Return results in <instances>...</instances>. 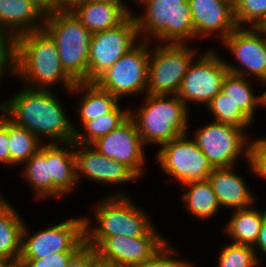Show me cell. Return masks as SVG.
<instances>
[{"mask_svg":"<svg viewBox=\"0 0 266 267\" xmlns=\"http://www.w3.org/2000/svg\"><path fill=\"white\" fill-rule=\"evenodd\" d=\"M56 91L23 86L8 99L0 100V111L43 144L73 142L75 121L70 120Z\"/></svg>","mask_w":266,"mask_h":267,"instance_id":"6da1fadb","label":"cell"},{"mask_svg":"<svg viewBox=\"0 0 266 267\" xmlns=\"http://www.w3.org/2000/svg\"><path fill=\"white\" fill-rule=\"evenodd\" d=\"M15 44L16 79L23 86L54 90L59 84L66 92L75 86L62 67L55 42L43 29L18 36Z\"/></svg>","mask_w":266,"mask_h":267,"instance_id":"7a4b0ae2","label":"cell"},{"mask_svg":"<svg viewBox=\"0 0 266 267\" xmlns=\"http://www.w3.org/2000/svg\"><path fill=\"white\" fill-rule=\"evenodd\" d=\"M112 190L91 205L92 216L83 215L85 237L146 236L155 227L149 212L124 191Z\"/></svg>","mask_w":266,"mask_h":267,"instance_id":"3957f363","label":"cell"},{"mask_svg":"<svg viewBox=\"0 0 266 267\" xmlns=\"http://www.w3.org/2000/svg\"><path fill=\"white\" fill-rule=\"evenodd\" d=\"M136 109H129L143 144L160 147L190 129V110L177 95L145 94Z\"/></svg>","mask_w":266,"mask_h":267,"instance_id":"277c9868","label":"cell"},{"mask_svg":"<svg viewBox=\"0 0 266 267\" xmlns=\"http://www.w3.org/2000/svg\"><path fill=\"white\" fill-rule=\"evenodd\" d=\"M138 13L132 9L140 41L188 44L195 32L188 0H136Z\"/></svg>","mask_w":266,"mask_h":267,"instance_id":"5b68a950","label":"cell"},{"mask_svg":"<svg viewBox=\"0 0 266 267\" xmlns=\"http://www.w3.org/2000/svg\"><path fill=\"white\" fill-rule=\"evenodd\" d=\"M43 30L52 38L65 72L76 82H88L92 33L71 11L46 15Z\"/></svg>","mask_w":266,"mask_h":267,"instance_id":"8992f818","label":"cell"},{"mask_svg":"<svg viewBox=\"0 0 266 267\" xmlns=\"http://www.w3.org/2000/svg\"><path fill=\"white\" fill-rule=\"evenodd\" d=\"M191 46L151 42L146 94L177 95L190 64L200 54L197 46Z\"/></svg>","mask_w":266,"mask_h":267,"instance_id":"52a82bcc","label":"cell"},{"mask_svg":"<svg viewBox=\"0 0 266 267\" xmlns=\"http://www.w3.org/2000/svg\"><path fill=\"white\" fill-rule=\"evenodd\" d=\"M199 127L192 130V137L213 168L236 166L244 158L250 162L252 136L247 129L216 121Z\"/></svg>","mask_w":266,"mask_h":267,"instance_id":"ba28073f","label":"cell"},{"mask_svg":"<svg viewBox=\"0 0 266 267\" xmlns=\"http://www.w3.org/2000/svg\"><path fill=\"white\" fill-rule=\"evenodd\" d=\"M39 229L33 231L25 221L20 259H41L54 253L78 252L85 245L84 217L81 215Z\"/></svg>","mask_w":266,"mask_h":267,"instance_id":"9c48e42d","label":"cell"},{"mask_svg":"<svg viewBox=\"0 0 266 267\" xmlns=\"http://www.w3.org/2000/svg\"><path fill=\"white\" fill-rule=\"evenodd\" d=\"M219 52L214 47L200 52L184 75L177 96L190 111L189 104L206 108L222 90L223 80L229 71Z\"/></svg>","mask_w":266,"mask_h":267,"instance_id":"30bf717a","label":"cell"},{"mask_svg":"<svg viewBox=\"0 0 266 267\" xmlns=\"http://www.w3.org/2000/svg\"><path fill=\"white\" fill-rule=\"evenodd\" d=\"M190 132L162 144L155 154L160 170L169 176V179L176 181L179 186L193 181L206 180L213 170Z\"/></svg>","mask_w":266,"mask_h":267,"instance_id":"8fae6325","label":"cell"},{"mask_svg":"<svg viewBox=\"0 0 266 267\" xmlns=\"http://www.w3.org/2000/svg\"><path fill=\"white\" fill-rule=\"evenodd\" d=\"M150 45V41H140L94 83L120 100L129 96H144L148 85Z\"/></svg>","mask_w":266,"mask_h":267,"instance_id":"7c38bea8","label":"cell"},{"mask_svg":"<svg viewBox=\"0 0 266 267\" xmlns=\"http://www.w3.org/2000/svg\"><path fill=\"white\" fill-rule=\"evenodd\" d=\"M155 226L146 236L85 237V244L95 248L97 256L115 267H133L149 260L168 242Z\"/></svg>","mask_w":266,"mask_h":267,"instance_id":"4fadbf2b","label":"cell"},{"mask_svg":"<svg viewBox=\"0 0 266 267\" xmlns=\"http://www.w3.org/2000/svg\"><path fill=\"white\" fill-rule=\"evenodd\" d=\"M221 45L229 50L237 62L236 65L224 58L229 73L254 78L259 84L266 82V47L261 26L237 27Z\"/></svg>","mask_w":266,"mask_h":267,"instance_id":"5bb4252c","label":"cell"},{"mask_svg":"<svg viewBox=\"0 0 266 267\" xmlns=\"http://www.w3.org/2000/svg\"><path fill=\"white\" fill-rule=\"evenodd\" d=\"M139 42L137 23L132 13L120 25L92 34L88 60V82H94Z\"/></svg>","mask_w":266,"mask_h":267,"instance_id":"9a60e30c","label":"cell"},{"mask_svg":"<svg viewBox=\"0 0 266 267\" xmlns=\"http://www.w3.org/2000/svg\"><path fill=\"white\" fill-rule=\"evenodd\" d=\"M91 146L103 156L125 165L139 180L146 174V146L130 116L115 130L98 138Z\"/></svg>","mask_w":266,"mask_h":267,"instance_id":"2e32d148","label":"cell"},{"mask_svg":"<svg viewBox=\"0 0 266 267\" xmlns=\"http://www.w3.org/2000/svg\"><path fill=\"white\" fill-rule=\"evenodd\" d=\"M76 178L78 184L85 178L98 185L129 184L139 178L125 165L103 156L91 145L74 143Z\"/></svg>","mask_w":266,"mask_h":267,"instance_id":"e0dca14e","label":"cell"},{"mask_svg":"<svg viewBox=\"0 0 266 267\" xmlns=\"http://www.w3.org/2000/svg\"><path fill=\"white\" fill-rule=\"evenodd\" d=\"M195 40L213 36L222 42L237 28L234 0H188Z\"/></svg>","mask_w":266,"mask_h":267,"instance_id":"ac0fdd59","label":"cell"},{"mask_svg":"<svg viewBox=\"0 0 266 267\" xmlns=\"http://www.w3.org/2000/svg\"><path fill=\"white\" fill-rule=\"evenodd\" d=\"M237 166L213 168L208 176L221 209L238 210L256 204L259 199L251 191L249 183L236 172Z\"/></svg>","mask_w":266,"mask_h":267,"instance_id":"d6986e66","label":"cell"},{"mask_svg":"<svg viewBox=\"0 0 266 267\" xmlns=\"http://www.w3.org/2000/svg\"><path fill=\"white\" fill-rule=\"evenodd\" d=\"M46 15L32 0H0V28L12 39L43 29Z\"/></svg>","mask_w":266,"mask_h":267,"instance_id":"ffe728a7","label":"cell"},{"mask_svg":"<svg viewBox=\"0 0 266 267\" xmlns=\"http://www.w3.org/2000/svg\"><path fill=\"white\" fill-rule=\"evenodd\" d=\"M92 33H99L120 25L131 13L125 1L81 2L70 10Z\"/></svg>","mask_w":266,"mask_h":267,"instance_id":"44dd1931","label":"cell"},{"mask_svg":"<svg viewBox=\"0 0 266 267\" xmlns=\"http://www.w3.org/2000/svg\"><path fill=\"white\" fill-rule=\"evenodd\" d=\"M49 169L53 183V198L62 199L75 192L78 182L74 142L49 144Z\"/></svg>","mask_w":266,"mask_h":267,"instance_id":"7402d4cb","label":"cell"},{"mask_svg":"<svg viewBox=\"0 0 266 267\" xmlns=\"http://www.w3.org/2000/svg\"><path fill=\"white\" fill-rule=\"evenodd\" d=\"M66 94H74L76 98L78 94L81 96L74 110L80 125L112 112L120 102L122 103L118 97L102 90L94 82L76 83Z\"/></svg>","mask_w":266,"mask_h":267,"instance_id":"603a6c76","label":"cell"},{"mask_svg":"<svg viewBox=\"0 0 266 267\" xmlns=\"http://www.w3.org/2000/svg\"><path fill=\"white\" fill-rule=\"evenodd\" d=\"M256 206L231 211L222 232L232 243L255 246L266 215V208L260 210Z\"/></svg>","mask_w":266,"mask_h":267,"instance_id":"cb8c5ba5","label":"cell"},{"mask_svg":"<svg viewBox=\"0 0 266 267\" xmlns=\"http://www.w3.org/2000/svg\"><path fill=\"white\" fill-rule=\"evenodd\" d=\"M179 187L184 190L180 196L182 207L191 216L205 222L212 220L222 211L208 179L189 182Z\"/></svg>","mask_w":266,"mask_h":267,"instance_id":"d4e9b609","label":"cell"},{"mask_svg":"<svg viewBox=\"0 0 266 267\" xmlns=\"http://www.w3.org/2000/svg\"><path fill=\"white\" fill-rule=\"evenodd\" d=\"M0 192V259L20 258L25 221Z\"/></svg>","mask_w":266,"mask_h":267,"instance_id":"484cf974","label":"cell"},{"mask_svg":"<svg viewBox=\"0 0 266 267\" xmlns=\"http://www.w3.org/2000/svg\"><path fill=\"white\" fill-rule=\"evenodd\" d=\"M21 177L32 189L35 200L45 201L53 198V183L49 169V144H43L23 165ZM40 200V201H39Z\"/></svg>","mask_w":266,"mask_h":267,"instance_id":"4316f807","label":"cell"},{"mask_svg":"<svg viewBox=\"0 0 266 267\" xmlns=\"http://www.w3.org/2000/svg\"><path fill=\"white\" fill-rule=\"evenodd\" d=\"M254 81V79H249L228 72L223 80L221 90L236 105H238L239 109L252 122H254V119L257 117L255 114L256 110L259 109L258 106H262V95L256 93V87L253 85L259 82Z\"/></svg>","mask_w":266,"mask_h":267,"instance_id":"83f0119b","label":"cell"},{"mask_svg":"<svg viewBox=\"0 0 266 267\" xmlns=\"http://www.w3.org/2000/svg\"><path fill=\"white\" fill-rule=\"evenodd\" d=\"M121 106L119 104L112 112L94 120L85 121L79 127H77L78 125L76 123H73L75 131L73 142L82 145H91L98 138L115 130L129 117L130 106L125 109Z\"/></svg>","mask_w":266,"mask_h":267,"instance_id":"f1b7e54d","label":"cell"},{"mask_svg":"<svg viewBox=\"0 0 266 267\" xmlns=\"http://www.w3.org/2000/svg\"><path fill=\"white\" fill-rule=\"evenodd\" d=\"M10 168L22 166L43 143L28 129L17 126L8 119Z\"/></svg>","mask_w":266,"mask_h":267,"instance_id":"f546056e","label":"cell"},{"mask_svg":"<svg viewBox=\"0 0 266 267\" xmlns=\"http://www.w3.org/2000/svg\"><path fill=\"white\" fill-rule=\"evenodd\" d=\"M213 121L217 123L242 127L248 130L253 126V122L239 109L226 94L220 91L206 106Z\"/></svg>","mask_w":266,"mask_h":267,"instance_id":"4dcf8cb0","label":"cell"},{"mask_svg":"<svg viewBox=\"0 0 266 267\" xmlns=\"http://www.w3.org/2000/svg\"><path fill=\"white\" fill-rule=\"evenodd\" d=\"M217 267H260L254 248L249 245L227 242L220 248Z\"/></svg>","mask_w":266,"mask_h":267,"instance_id":"1f68e13d","label":"cell"},{"mask_svg":"<svg viewBox=\"0 0 266 267\" xmlns=\"http://www.w3.org/2000/svg\"><path fill=\"white\" fill-rule=\"evenodd\" d=\"M237 27H259L266 22V0H234Z\"/></svg>","mask_w":266,"mask_h":267,"instance_id":"d6a6232c","label":"cell"},{"mask_svg":"<svg viewBox=\"0 0 266 267\" xmlns=\"http://www.w3.org/2000/svg\"><path fill=\"white\" fill-rule=\"evenodd\" d=\"M171 243L168 241L149 260L133 267H193L194 261L178 258L180 253Z\"/></svg>","mask_w":266,"mask_h":267,"instance_id":"836d02e7","label":"cell"},{"mask_svg":"<svg viewBox=\"0 0 266 267\" xmlns=\"http://www.w3.org/2000/svg\"><path fill=\"white\" fill-rule=\"evenodd\" d=\"M247 165L251 175L266 179V137H253L250 162H247Z\"/></svg>","mask_w":266,"mask_h":267,"instance_id":"e575fe53","label":"cell"},{"mask_svg":"<svg viewBox=\"0 0 266 267\" xmlns=\"http://www.w3.org/2000/svg\"><path fill=\"white\" fill-rule=\"evenodd\" d=\"M7 76V77H6ZM9 76V77H8ZM17 76L16 66V44L12 39L1 51H0V82L2 78H12ZM1 85V83H0Z\"/></svg>","mask_w":266,"mask_h":267,"instance_id":"d590c367","label":"cell"},{"mask_svg":"<svg viewBox=\"0 0 266 267\" xmlns=\"http://www.w3.org/2000/svg\"><path fill=\"white\" fill-rule=\"evenodd\" d=\"M77 252H60L41 259H20L24 267H66Z\"/></svg>","mask_w":266,"mask_h":267,"instance_id":"8d00e7d4","label":"cell"},{"mask_svg":"<svg viewBox=\"0 0 266 267\" xmlns=\"http://www.w3.org/2000/svg\"><path fill=\"white\" fill-rule=\"evenodd\" d=\"M0 165L10 167L8 118L0 111Z\"/></svg>","mask_w":266,"mask_h":267,"instance_id":"74e56055","label":"cell"},{"mask_svg":"<svg viewBox=\"0 0 266 267\" xmlns=\"http://www.w3.org/2000/svg\"><path fill=\"white\" fill-rule=\"evenodd\" d=\"M97 257L95 248L84 245L69 261L66 267H89Z\"/></svg>","mask_w":266,"mask_h":267,"instance_id":"f35d334b","label":"cell"},{"mask_svg":"<svg viewBox=\"0 0 266 267\" xmlns=\"http://www.w3.org/2000/svg\"><path fill=\"white\" fill-rule=\"evenodd\" d=\"M253 248H254V251H255V254H256L257 261L260 264L261 263L263 264L264 263L263 262L264 261L263 257H266V215L264 217V220H263V223H262V226H261V230L259 232V236H258L257 242H256V244H255V246Z\"/></svg>","mask_w":266,"mask_h":267,"instance_id":"ab89813d","label":"cell"},{"mask_svg":"<svg viewBox=\"0 0 266 267\" xmlns=\"http://www.w3.org/2000/svg\"><path fill=\"white\" fill-rule=\"evenodd\" d=\"M85 0H54V13L60 11H70L78 3Z\"/></svg>","mask_w":266,"mask_h":267,"instance_id":"60d3db41","label":"cell"},{"mask_svg":"<svg viewBox=\"0 0 266 267\" xmlns=\"http://www.w3.org/2000/svg\"><path fill=\"white\" fill-rule=\"evenodd\" d=\"M45 14L54 13V0H32Z\"/></svg>","mask_w":266,"mask_h":267,"instance_id":"b9f144b4","label":"cell"},{"mask_svg":"<svg viewBox=\"0 0 266 267\" xmlns=\"http://www.w3.org/2000/svg\"><path fill=\"white\" fill-rule=\"evenodd\" d=\"M0 267H24L20 258L0 259Z\"/></svg>","mask_w":266,"mask_h":267,"instance_id":"7bdbcfd3","label":"cell"},{"mask_svg":"<svg viewBox=\"0 0 266 267\" xmlns=\"http://www.w3.org/2000/svg\"><path fill=\"white\" fill-rule=\"evenodd\" d=\"M89 267H115L110 262L105 261L98 256L90 263Z\"/></svg>","mask_w":266,"mask_h":267,"instance_id":"ee69618b","label":"cell"},{"mask_svg":"<svg viewBox=\"0 0 266 267\" xmlns=\"http://www.w3.org/2000/svg\"><path fill=\"white\" fill-rule=\"evenodd\" d=\"M12 40L1 28H0V51Z\"/></svg>","mask_w":266,"mask_h":267,"instance_id":"f6af8a7d","label":"cell"},{"mask_svg":"<svg viewBox=\"0 0 266 267\" xmlns=\"http://www.w3.org/2000/svg\"><path fill=\"white\" fill-rule=\"evenodd\" d=\"M262 85L266 87V82H264ZM261 95H262V106L266 108V89L264 90L263 93H261Z\"/></svg>","mask_w":266,"mask_h":267,"instance_id":"bcb514c9","label":"cell"},{"mask_svg":"<svg viewBox=\"0 0 266 267\" xmlns=\"http://www.w3.org/2000/svg\"><path fill=\"white\" fill-rule=\"evenodd\" d=\"M111 2V1H125V0H85V2Z\"/></svg>","mask_w":266,"mask_h":267,"instance_id":"7dc6e473","label":"cell"},{"mask_svg":"<svg viewBox=\"0 0 266 267\" xmlns=\"http://www.w3.org/2000/svg\"><path fill=\"white\" fill-rule=\"evenodd\" d=\"M263 39L265 41V47H266V31L263 29Z\"/></svg>","mask_w":266,"mask_h":267,"instance_id":"c3c4849f","label":"cell"},{"mask_svg":"<svg viewBox=\"0 0 266 267\" xmlns=\"http://www.w3.org/2000/svg\"><path fill=\"white\" fill-rule=\"evenodd\" d=\"M261 27L266 31V22Z\"/></svg>","mask_w":266,"mask_h":267,"instance_id":"681fc988","label":"cell"}]
</instances>
